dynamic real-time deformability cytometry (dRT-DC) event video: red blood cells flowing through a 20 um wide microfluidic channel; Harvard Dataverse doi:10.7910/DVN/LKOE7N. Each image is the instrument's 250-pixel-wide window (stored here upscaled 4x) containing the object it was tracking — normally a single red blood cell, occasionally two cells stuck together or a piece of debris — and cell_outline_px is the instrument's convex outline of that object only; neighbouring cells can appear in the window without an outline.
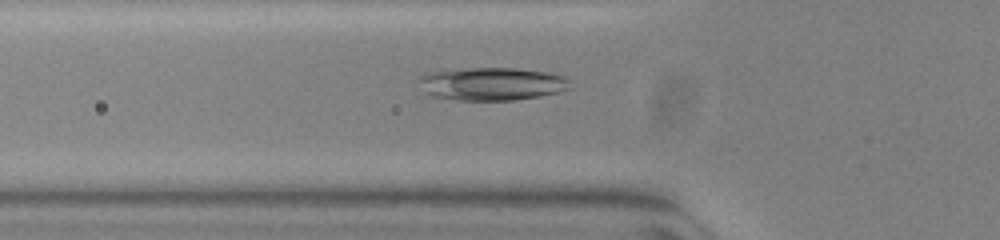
{"species": "common noctule bat (a hibernating species)", "species_latin": "Nyctalus noctula", "temperature_condition": "warm", "stored_images_in_passage": 43, "camera_frame_rate_fps": 3000, "um_per_image_px": 0.085, "animal": {"sex": "female", "body_mass_g": 23.0, "forearm_length_mm": 53.4}, "frame": {"image": 1, "passage_image": 7, "time_ms": 2.0, "image_size_px": [1000, 240], "cell_outline_px": [[568, 88], [556, 92], [540, 96], [516, 100], [460, 100], [432, 96], [424, 92], [420, 80], [420, 76], [428, 72], [472, 68], [516, 68], [544, 72], [564, 76], [568, 80]], "centroid_in_image_um": [41.78, 7.13], "position_along_channel_um": 84.0, "area_um2": 28.61}}
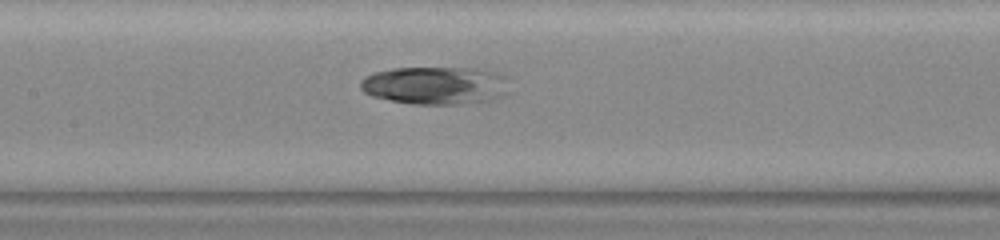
{"frame": {"image": 2, "passage_image": 14, "time_ms": 4.333, "image_size_px": [1000, 240], "cell_outline_px": [[504, 76], [484, 100], [460, 104], [412, 104], [372, 96], [364, 92], [360, 88], [360, 80], [364, 76], [376, 72], [392, 68], [476, 68], [496, 72]], "centroid_in_image_um": [36.66, 7.23], "position_along_channel_um": 170.7, "area_um2": 30.98}}
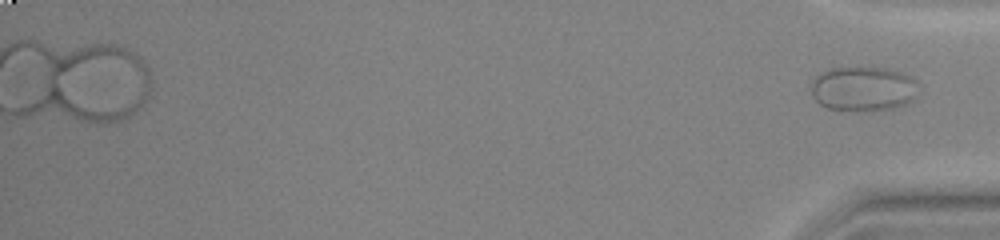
{"frame": {"image": 3, "passage_image": 43, "time_ms": 14.0, "image_size_px": [1000, 240], "cell_outline_px": [[920, 88], [916, 96], [912, 100], [904, 104], [892, 108], [872, 112], [856, 112], [828, 108], [820, 104], [812, 96], [812, 84], [816, 76], [832, 68], [884, 68], [900, 72], [912, 76]], "centroid_in_image_um": [73.41, 7.58], "position_along_channel_um": 361.8, "area_um2": 28.15}}